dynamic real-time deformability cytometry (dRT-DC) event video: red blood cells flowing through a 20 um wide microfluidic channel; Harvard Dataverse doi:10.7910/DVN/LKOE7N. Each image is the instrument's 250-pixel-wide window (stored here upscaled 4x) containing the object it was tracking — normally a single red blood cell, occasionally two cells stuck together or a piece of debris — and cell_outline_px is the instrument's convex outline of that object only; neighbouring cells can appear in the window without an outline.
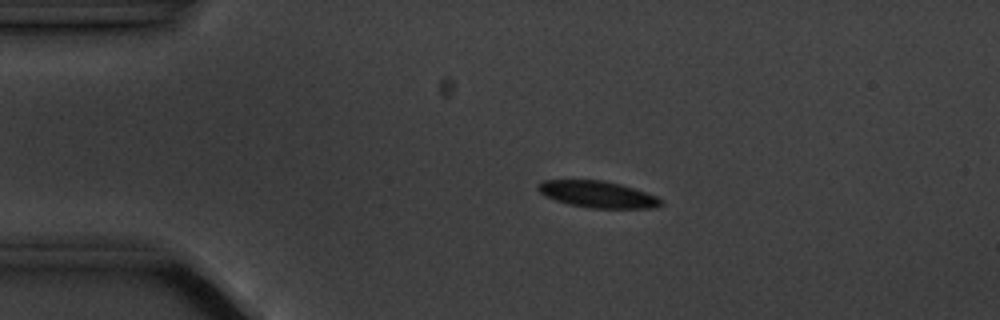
{"species": "common noctule bat (a hibernating species)", "species_latin": "Nyctalus noctula", "temperature_condition": "cold", "stored_images_in_passage": 7, "camera_frame_rate_fps": 3000, "um_per_image_px": 0.085, "animal": {"sex": "male", "body_mass_g": 20.1, "forearm_length_mm": 53.5}, "frame": {"image": 1, "passage_image": 4, "time_ms": 3.667, "image_size_px": [1000, 320], "cell_outline_px": [[664, 204], [656, 208], [592, 208], [568, 204], [544, 196], [536, 188], [536, 184], [540, 180], [604, 180], [620, 184], [656, 196]], "centroid_in_image_um": [50.75, 16.51], "position_along_channel_um": 34.3, "area_um2": 19.07}}
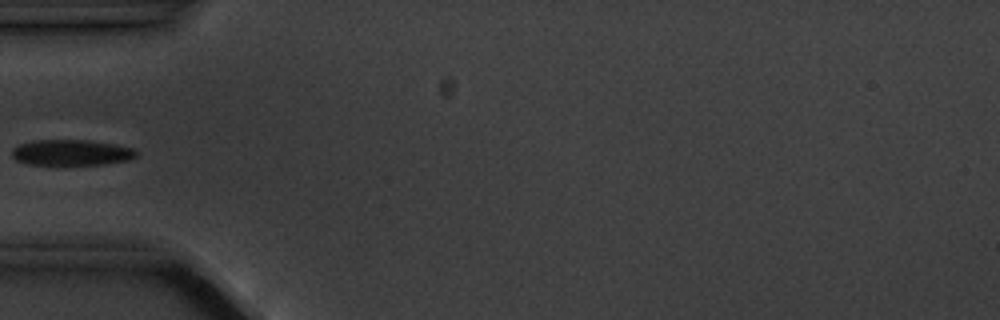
{"frame": {"image": 2, "passage_image": 6, "time_ms": 6.0, "image_size_px": [1000, 320], "cell_outline_px": [[136, 156], [128, 160], [104, 164], [56, 168], [28, 164], [16, 160], [12, 156], [12, 148], [20, 144], [36, 140], [88, 140], [116, 144], [136, 148]], "centroid_in_image_um": [6.05, 13.02], "position_along_channel_um": 79.0, "area_um2": 19.71}}